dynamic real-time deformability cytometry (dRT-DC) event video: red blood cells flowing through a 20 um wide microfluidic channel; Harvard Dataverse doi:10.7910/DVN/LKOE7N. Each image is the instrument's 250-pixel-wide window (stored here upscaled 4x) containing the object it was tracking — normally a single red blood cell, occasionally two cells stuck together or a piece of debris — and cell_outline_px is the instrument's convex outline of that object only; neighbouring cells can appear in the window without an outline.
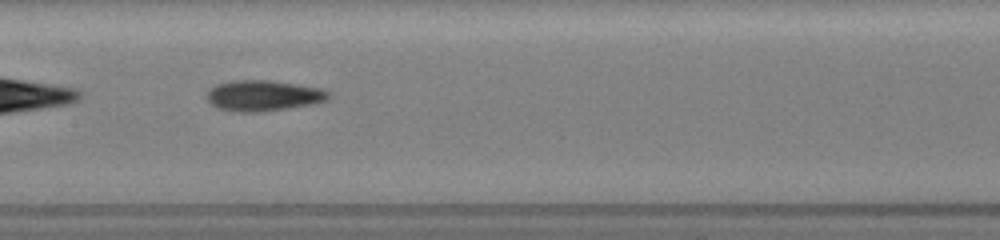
{"species": "common noctule bat (a hibernating species)", "species_latin": "Nyctalus noctula", "temperature_condition": "room temperature", "stored_images_in_passage": 32, "camera_frame_rate_fps": 3000, "um_per_image_px": 0.085, "animal": {"sex": "female", "body_mass_g": 19.5, "forearm_length_mm": 54.1}, "frame": {"image": 1, "passage_image": 14, "time_ms": 5.0, "image_size_px": [1000, 240], "cell_outline_px": [[332, 96], [328, 100], [316, 104], [260, 112], [236, 112], [216, 108], [204, 96], [216, 84], [232, 80], [268, 80], [324, 88], [332, 92]], "centroid_in_image_um": [22.44, 8.13], "position_along_channel_um": 185.0, "area_um2": 22.25}}
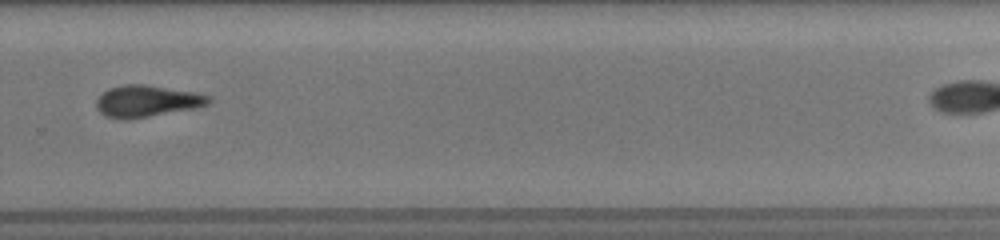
{"frame": {"image": 2, "passage_image": 23, "time_ms": 8.333, "image_size_px": [1000, 240], "cell_outline_px": [[212, 100], [208, 104], [192, 108], [128, 120], [124, 120], [104, 116], [96, 108], [96, 100], [108, 88], [124, 84], [144, 84], [196, 92], [212, 96]], "centroid_in_image_um": [12.46, 8.59], "position_along_channel_um": 317.3, "area_um2": 20.75}}